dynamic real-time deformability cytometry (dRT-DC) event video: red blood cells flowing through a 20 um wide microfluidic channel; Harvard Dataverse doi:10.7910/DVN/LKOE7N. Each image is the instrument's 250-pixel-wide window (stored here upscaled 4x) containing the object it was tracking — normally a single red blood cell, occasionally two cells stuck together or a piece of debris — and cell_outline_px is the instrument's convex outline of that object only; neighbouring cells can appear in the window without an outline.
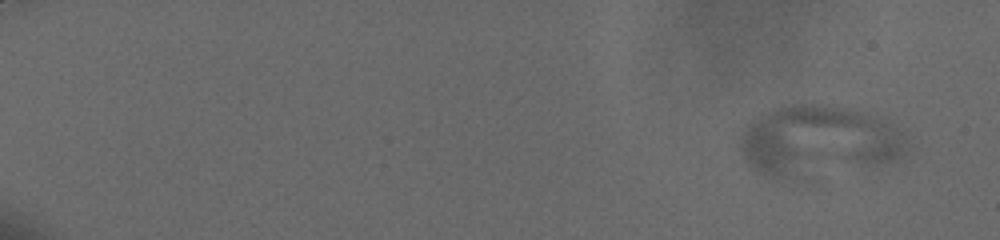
{"species": "human", "species_latin": "Homo sapiens", "temperature_condition": "cold", "stored_images_in_passage": 16, "camera_frame_rate_fps": 3000, "um_per_image_px": 0.085, "donor": {"sex": "male"}, "frame": {"image": 1, "passage_image": 1, "time_ms": 0.0, "image_size_px": [1000, 240], "cell_outline_px": [[908, 140], [904, 152], [896, 160], [876, 164], [800, 176], [772, 180], [756, 172], [744, 160], [740, 152], [740, 140], [744, 128], [752, 120], [776, 108], [792, 104], [820, 104], [848, 108], [892, 124], [904, 132]], "centroid_in_image_um": [69.5, 11.98], "position_along_channel_um": 15.5, "area_um2": 67.8}}